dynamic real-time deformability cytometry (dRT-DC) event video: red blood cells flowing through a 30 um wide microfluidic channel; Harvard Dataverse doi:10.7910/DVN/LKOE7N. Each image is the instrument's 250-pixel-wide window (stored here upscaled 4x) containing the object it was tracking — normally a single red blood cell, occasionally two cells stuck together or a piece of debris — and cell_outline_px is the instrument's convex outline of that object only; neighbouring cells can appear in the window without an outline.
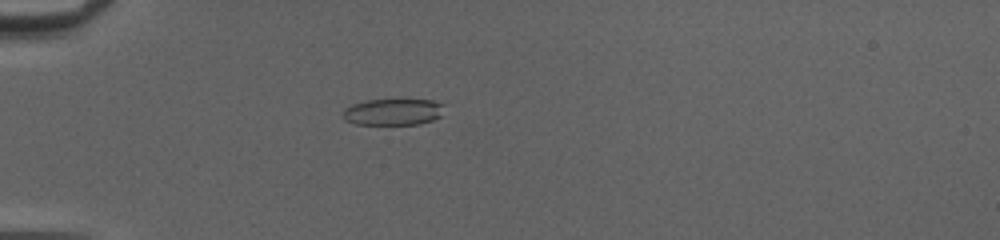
{"species": "common noctule bat (a hibernating species)", "species_latin": "Nyctalus noctula", "temperature_condition": "cold", "stored_images_in_passage": 41, "camera_frame_rate_fps": 3000, "um_per_image_px": 0.085, "animal": {"sex": "female", "body_mass_g": 20.0, "forearm_length_mm": 54.0}, "frame": {"image": 1, "passage_image": 6, "time_ms": 1.667, "image_size_px": [1000, 240], "cell_outline_px": [[444, 104], [440, 116], [432, 120], [420, 124], [356, 124], [344, 120], [340, 116], [344, 108], [352, 104], [368, 100], [432, 100]], "centroid_in_image_um": [33.36, 9.52], "position_along_channel_um": 51.6, "area_um2": 15.66}}
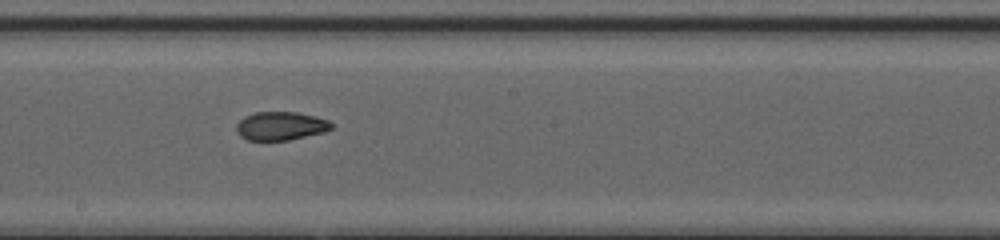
{"frame": {"image": 2, "passage_image": 20, "time_ms": 6.333, "image_size_px": [1000, 240], "cell_outline_px": [[336, 124], [332, 128], [324, 132], [288, 140], [248, 140], [240, 136], [236, 132], [236, 124], [244, 116], [256, 112], [296, 112], [316, 116], [328, 120]], "centroid_in_image_um": [23.87, 10.7], "position_along_channel_um": 224.3, "area_um2": 15.9}}
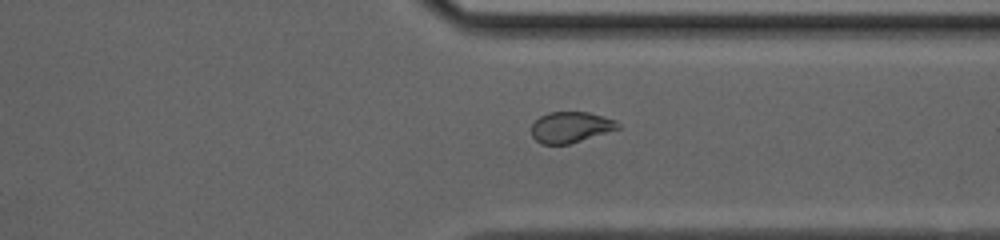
{"frame": {"image": 3, "passage_image": 30, "time_ms": 9.667, "image_size_px": [1000, 240], "cell_outline_px": [[620, 128], [568, 144], [540, 144], [532, 136], [532, 124], [540, 116], [548, 112], [588, 112], [616, 120], [620, 124]], "centroid_in_image_um": [48.49, 10.8], "position_along_channel_um": 362.9, "area_um2": 15.43}, "authors_computed_cell_mechanics": {"area_um2": 16.762, "velocity_mm_per_s": 4.1589, "shape_relaxation_time_tau1_ms": null, "shape_relaxation_time_tau2_ms": 2.1758, "deformation_change_tau1": null, "deformation_change_tau2": 0.0757}}